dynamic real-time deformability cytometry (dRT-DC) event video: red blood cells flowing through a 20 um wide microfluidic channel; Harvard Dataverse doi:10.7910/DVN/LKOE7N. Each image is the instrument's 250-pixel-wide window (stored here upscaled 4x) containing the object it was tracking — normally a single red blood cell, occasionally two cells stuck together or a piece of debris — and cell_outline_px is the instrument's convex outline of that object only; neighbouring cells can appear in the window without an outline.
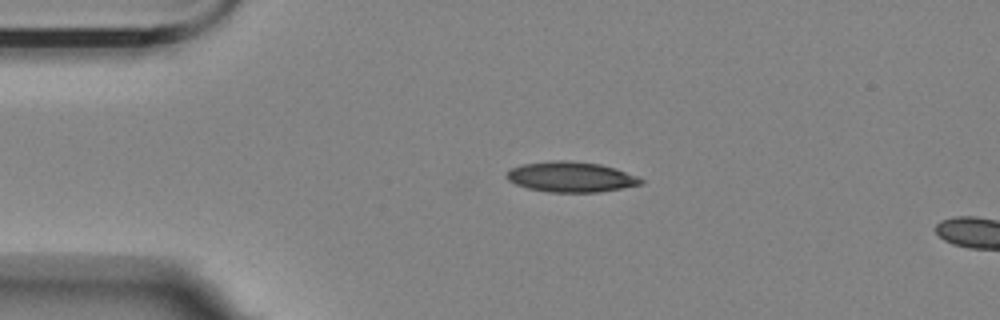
{"species": "Egyptian fruit bat (a non-hibernating species)", "species_latin": "Rousettus aegyptiacus", "temperature_condition": "room temperature", "stored_images_in_passage": 2, "camera_frame_rate_fps": 3000, "um_per_image_px": 0.085, "animal": {"sex": "female"}, "frame": {"image": 1, "passage_image": 1, "time_ms": 0.0, "image_size_px": [1000, 320], "cell_outline_px": [[644, 184], [596, 192], [548, 192], [528, 188], [516, 184], [508, 180], [504, 176], [512, 168], [524, 164], [556, 160], [568, 160], [600, 164], [616, 168], [636, 176], [644, 180]], "centroid_in_image_um": [48.53, 15.03], "position_along_channel_um": 36.5, "area_um2": 23.58}}